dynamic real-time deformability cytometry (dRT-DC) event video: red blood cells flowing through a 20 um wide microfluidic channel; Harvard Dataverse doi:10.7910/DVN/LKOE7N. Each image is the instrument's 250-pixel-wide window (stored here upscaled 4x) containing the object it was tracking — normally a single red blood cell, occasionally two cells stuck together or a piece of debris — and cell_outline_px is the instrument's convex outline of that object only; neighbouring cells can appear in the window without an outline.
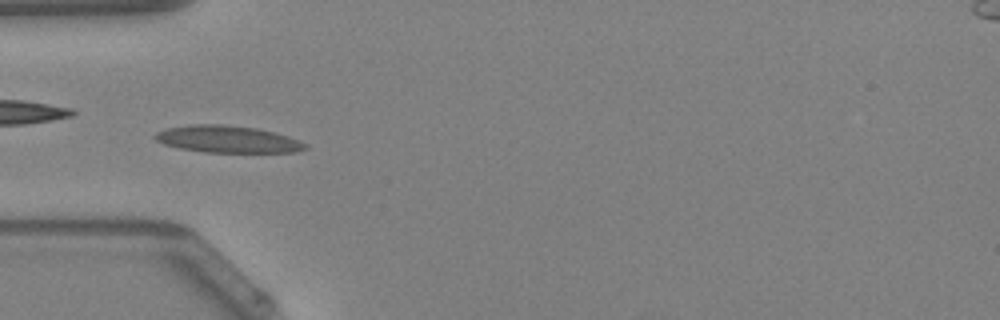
{"species": "Egyptian fruit bat (a non-hibernating species)", "species_latin": "Rousettus aegyptiacus", "temperature_condition": "warm", "stored_images_in_passage": 47, "camera_frame_rate_fps": 3000, "um_per_image_px": 0.085, "animal": {"sex": "female"}, "frame": {"image": 1, "passage_image": 14, "time_ms": 4.333, "image_size_px": [1000, 320], "cell_outline_px": [[308, 148], [296, 152], [204, 152], [180, 148], [164, 144], [156, 140], [152, 136], [156, 132], [168, 128], [192, 124], [220, 124], [256, 128], [288, 136], [308, 144]], "centroid_in_image_um": [19.34, 11.83], "position_along_channel_um": 65.7, "area_um2": 23.52}, "authors_computed_cell_mechanics": {"area_um2": 21.675, "velocity_mm_per_s": 4.2472, "shape_relaxation_time_tau1_ms": 6.0373, "shape_relaxation_time_tau2_ms": 2.2711, "deformation_change_tau1": 0.1844, "deformation_change_tau2": 0.1162}}